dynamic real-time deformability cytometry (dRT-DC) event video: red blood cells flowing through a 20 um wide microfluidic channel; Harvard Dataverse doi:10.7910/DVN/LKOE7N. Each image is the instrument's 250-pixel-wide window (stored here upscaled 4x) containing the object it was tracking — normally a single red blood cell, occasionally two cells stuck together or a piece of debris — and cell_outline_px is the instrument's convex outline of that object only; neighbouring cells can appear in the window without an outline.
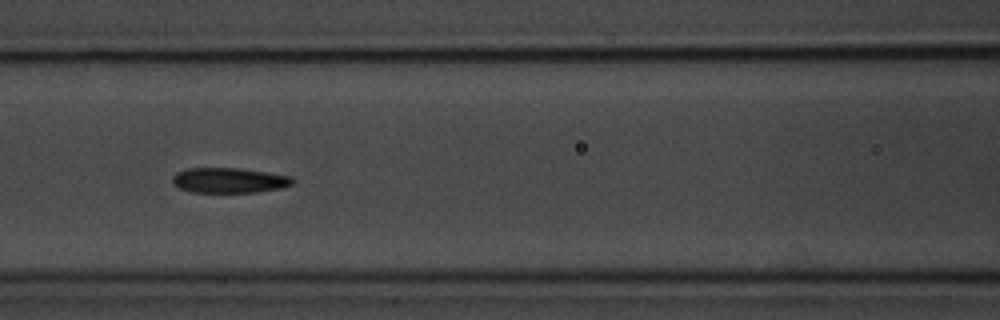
{"species": "common noctule bat (a hibernating species)", "species_latin": "Nyctalus noctula", "temperature_condition": "room temperature", "stored_images_in_passage": 13, "camera_frame_rate_fps": 3000, "um_per_image_px": 0.085, "animal": {"sex": "male", "body_mass_g": 20.1, "forearm_length_mm": 53.5}, "frame": {"image": 1, "passage_image": 4, "time_ms": 3.333, "image_size_px": [1000, 320], "cell_outline_px": [[296, 180], [292, 184], [284, 188], [256, 192], [192, 192], [180, 188], [172, 184], [172, 176], [176, 172], [188, 168], [240, 168], [268, 172], [292, 176]], "centroid_in_image_um": [19.51, 15.32], "position_along_channel_um": 147.1, "area_um2": 17.86}}
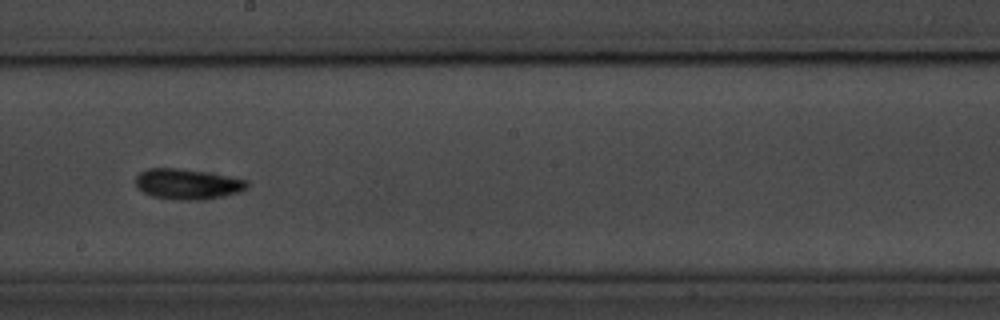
{"frame": {"image": 2, "passage_image": 6, "time_ms": 5.667, "image_size_px": [1000, 320], "cell_outline_px": [[248, 188], [240, 192], [220, 196], [192, 200], [176, 200], [152, 196], [136, 188], [136, 176], [140, 172], [148, 168], [180, 168], [228, 176], [248, 180]], "centroid_in_image_um": [15.91, 15.64], "position_along_channel_um": 232.3, "area_um2": 19.65}}
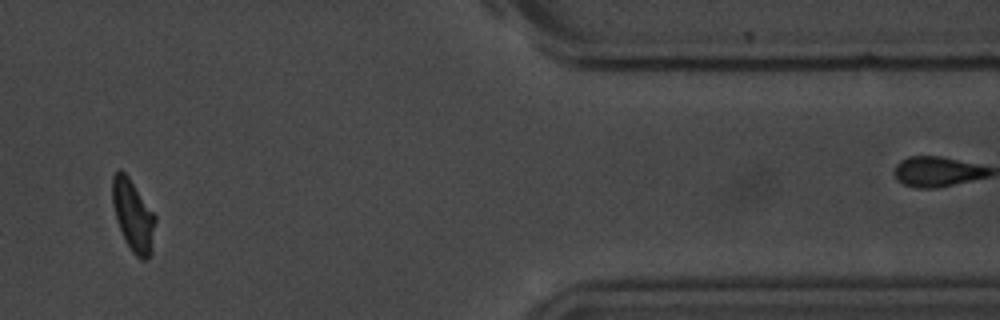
{"frame": {"image": 3, "passage_image": 10, "time_ms": 11.333, "image_size_px": [1000, 320], "cell_outline_px": [[156, 220], [148, 260], [140, 260], [132, 252], [124, 240], [116, 220], [112, 204], [112, 176], [120, 168], [128, 176], [156, 216]], "centroid_in_image_um": [11.29, 18.31], "position_along_channel_um": 400.1, "area_um2": 17.8}, "authors_computed_cell_mechanics": {"area_um2": 18.3226, "velocity_mm_per_s": 3.6495, "shape_relaxation_time_tau1_ms": 3.2537, "shape_relaxation_time_tau2_ms": null, "deformation_change_tau1": 0.1142, "deformation_change_tau2": null}}